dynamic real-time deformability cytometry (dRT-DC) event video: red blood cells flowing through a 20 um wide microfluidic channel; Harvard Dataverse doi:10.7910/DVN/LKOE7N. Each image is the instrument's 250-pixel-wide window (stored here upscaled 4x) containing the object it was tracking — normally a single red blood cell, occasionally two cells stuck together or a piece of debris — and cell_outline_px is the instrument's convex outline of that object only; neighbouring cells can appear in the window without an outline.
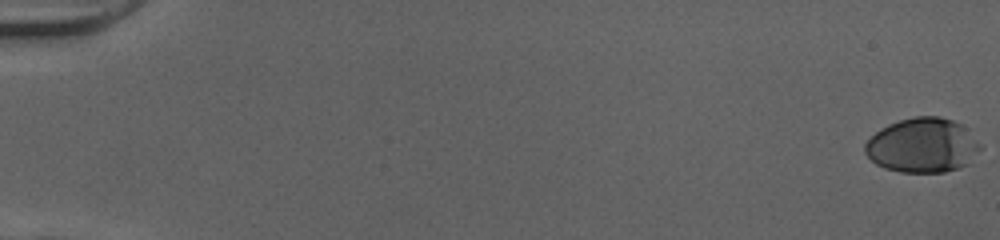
{"species": "human", "species_latin": "Homo sapiens", "temperature_condition": "cold", "stored_images_in_passage": 50, "camera_frame_rate_fps": 3000, "um_per_image_px": 0.085, "donor": {"sex": "female"}, "frame": {"image": 1, "passage_image": 1, "time_ms": 0.0, "image_size_px": [1000, 240], "cell_outline_px": [[984, 148], [968, 164], [960, 168], [944, 172], [900, 172], [884, 168], [876, 164], [864, 152], [864, 144], [880, 128], [888, 124], [900, 120], [916, 116], [940, 116], [952, 120], [960, 124]], "centroid_in_image_um": [78.42, 12.36], "position_along_channel_um": 6.6, "area_um2": 36.7}}
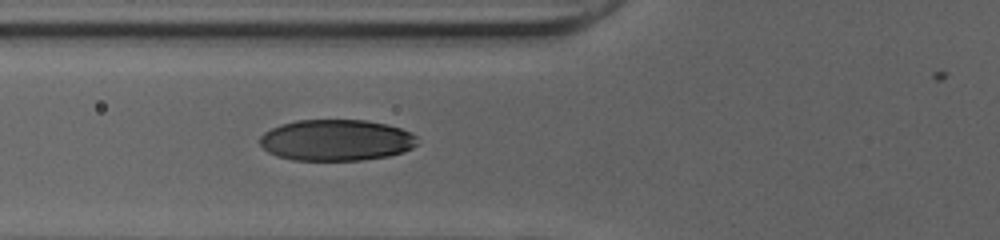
{"frame": {"image": 2, "passage_image": 22, "time_ms": 7.0, "image_size_px": [1000, 240], "cell_outline_px": [[420, 144], [404, 152], [388, 156], [360, 160], [292, 160], [276, 156], [268, 152], [260, 144], [260, 136], [264, 132], [280, 124], [296, 120], [368, 120], [388, 124], [412, 132], [416, 136]], "centroid_in_image_um": [28.61, 11.91], "position_along_channel_um": 97.2, "area_um2": 38.26}}
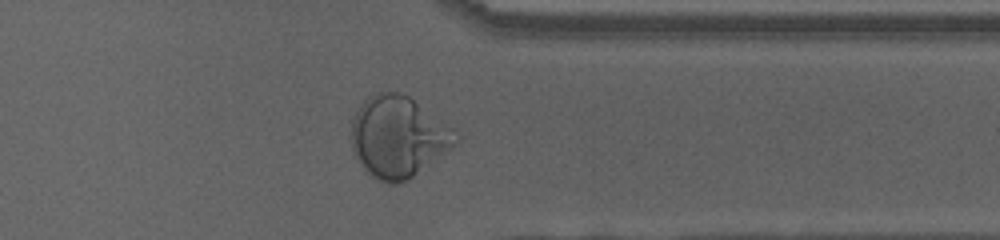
{"frame": {"image": 3, "passage_image": 43, "time_ms": 14.0, "image_size_px": [1000, 240], "cell_outline_px": [[460, 140], [456, 144], [408, 180], [396, 184], [388, 184], [372, 176], [356, 160], [352, 148], [352, 120], [356, 112], [376, 92], [400, 92], [408, 96], [452, 128], [460, 136]], "centroid_in_image_um": [33.85, 11.66], "position_along_channel_um": 377.6, "area_um2": 48.67}, "authors_computed_cell_mechanics": {"area_um2": 37.9168, "velocity_mm_per_s": 4.0317, "shape_relaxation_time_tau1_ms": 3.4003, "shape_relaxation_time_tau2_ms": null, "deformation_change_tau1": 0.1771, "deformation_change_tau2": null}}